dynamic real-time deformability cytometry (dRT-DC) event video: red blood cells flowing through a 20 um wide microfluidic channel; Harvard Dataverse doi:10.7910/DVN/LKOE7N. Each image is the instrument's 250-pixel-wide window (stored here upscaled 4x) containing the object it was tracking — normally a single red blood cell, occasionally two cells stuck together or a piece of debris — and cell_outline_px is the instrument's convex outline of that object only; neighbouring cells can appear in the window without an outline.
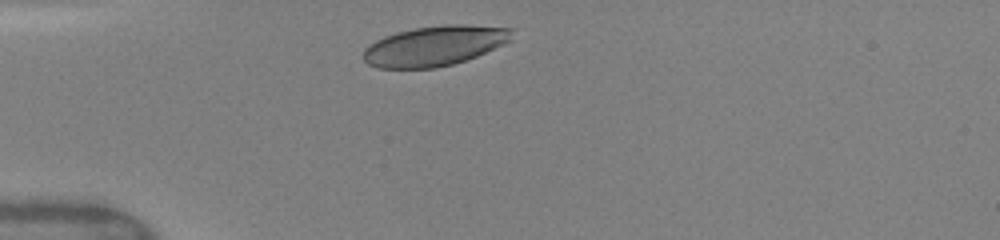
{"species": "human", "species_latin": "Homo sapiens", "temperature_condition": "warm", "stored_images_in_passage": 1, "camera_frame_rate_fps": 3000, "um_per_image_px": 0.085, "donor": {"sex": "female"}, "frame": {"image": 1, "passage_image": 1, "time_ms": 0.0, "image_size_px": [1000, 240], "cell_outline_px": [[516, 28], [512, 40], [504, 44], [476, 56], [452, 64], [436, 68], [376, 68], [368, 64], [364, 60], [364, 48], [376, 40], [384, 36], [396, 32], [416, 28], [444, 24], [460, 24]], "centroid_in_image_um": [36.97, 3.88], "position_along_channel_um": 48.0, "area_um2": 34.8}}